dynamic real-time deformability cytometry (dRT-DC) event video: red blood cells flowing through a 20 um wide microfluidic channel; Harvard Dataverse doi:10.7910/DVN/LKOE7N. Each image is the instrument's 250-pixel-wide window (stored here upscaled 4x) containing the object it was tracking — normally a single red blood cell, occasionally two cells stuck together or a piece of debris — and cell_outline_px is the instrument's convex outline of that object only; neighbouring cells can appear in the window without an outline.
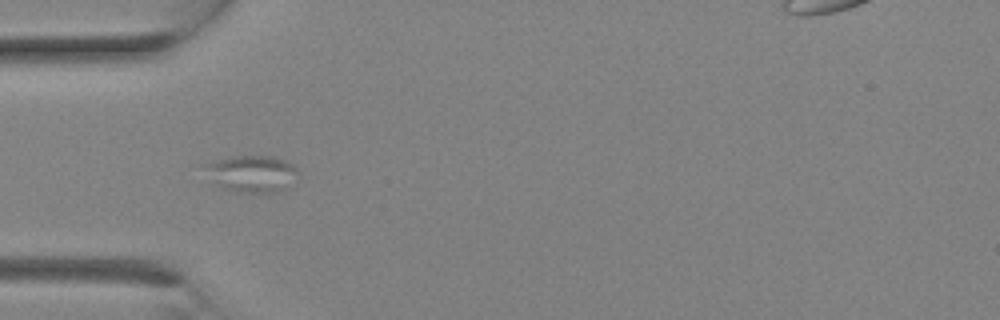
{"species": "Egyptian fruit bat (a non-hibernating species)", "species_latin": "Rousettus aegyptiacus", "temperature_condition": "room temperature", "stored_images_in_passage": 17, "camera_frame_rate_fps": 3000, "um_per_image_px": 0.085, "animal": {"sex": "female"}, "frame": {"image": 1, "passage_image": 10, "time_ms": 3.0, "image_size_px": [1000, 320], "cell_outline_px": [[296, 172], [284, 188], [276, 192], [240, 192], [224, 188], [200, 164], [232, 156], [272, 156], [284, 160], [292, 164], [296, 168]], "centroid_in_image_um": [21.37, 14.72], "position_along_channel_um": 63.6, "area_um2": 19.07}}
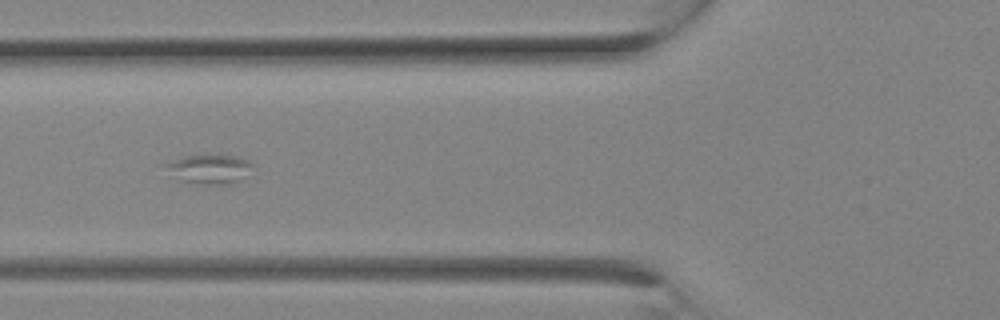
{"frame": {"image": 2, "passage_image": 12, "time_ms": 3.667, "image_size_px": [1000, 320], "cell_outline_px": [[252, 164], [236, 184], [188, 184], [160, 164], [184, 156], [208, 152], [236, 156], [248, 160]], "centroid_in_image_um": [17.74, 14.32], "position_along_channel_um": 108.1, "area_um2": 15.14}}
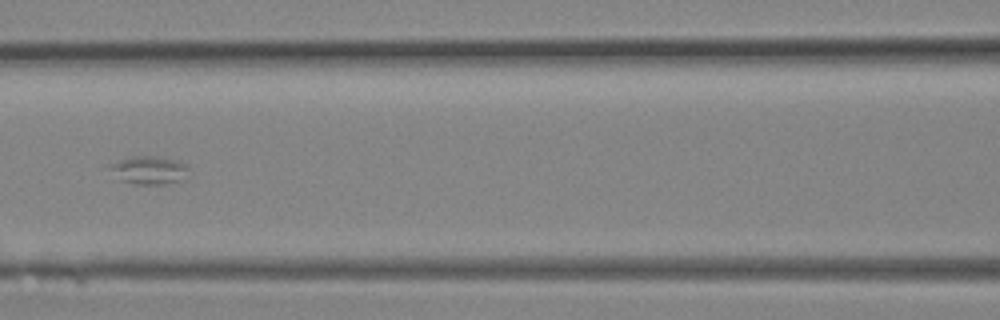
{"frame": {"image": 3, "passage_image": 14, "time_ms": 4.333, "image_size_px": [1000, 320], "cell_outline_px": [[188, 176], [180, 180], [164, 184], [136, 184], [124, 180], [108, 168], [112, 164], [120, 160], [132, 156], [160, 156], [176, 160], [184, 164], [188, 168]], "centroid_in_image_um": [12.73, 14.44], "position_along_channel_um": 153.9, "area_um2": 12.6}}